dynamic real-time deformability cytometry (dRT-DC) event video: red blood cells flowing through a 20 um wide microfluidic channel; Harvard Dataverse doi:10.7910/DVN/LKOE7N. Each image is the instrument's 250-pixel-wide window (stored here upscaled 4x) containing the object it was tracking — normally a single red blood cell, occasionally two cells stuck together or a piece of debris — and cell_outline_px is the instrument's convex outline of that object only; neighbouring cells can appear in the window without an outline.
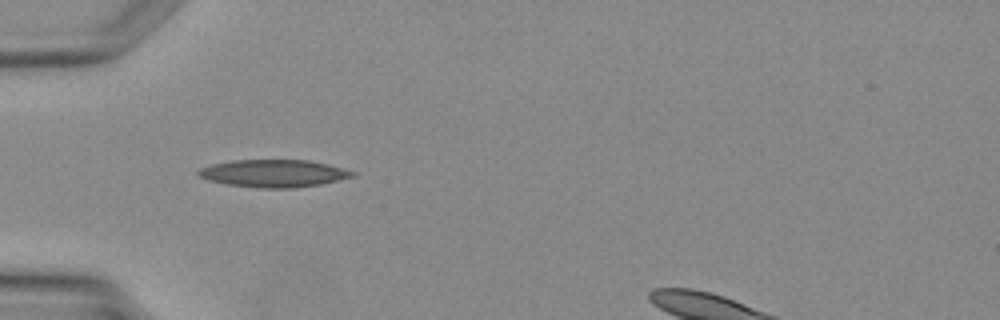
{"species": "Egyptian fruit bat (a non-hibernating species)", "species_latin": "Rousettus aegyptiacus", "temperature_condition": "warm", "stored_images_in_passage": 2, "camera_frame_rate_fps": 3000, "um_per_image_px": 0.085, "animal": {"sex": "female"}, "frame": {"image": 1, "passage_image": 1, "time_ms": 0.0, "image_size_px": [1000, 320], "cell_outline_px": [[356, 176], [320, 184], [292, 188], [260, 188], [228, 184], [208, 180], [200, 176], [196, 172], [200, 168], [212, 164], [232, 160], [308, 160], [328, 164], [356, 172]], "centroid_in_image_um": [23.27, 14.73], "position_along_channel_um": 61.7, "area_um2": 24.57}}
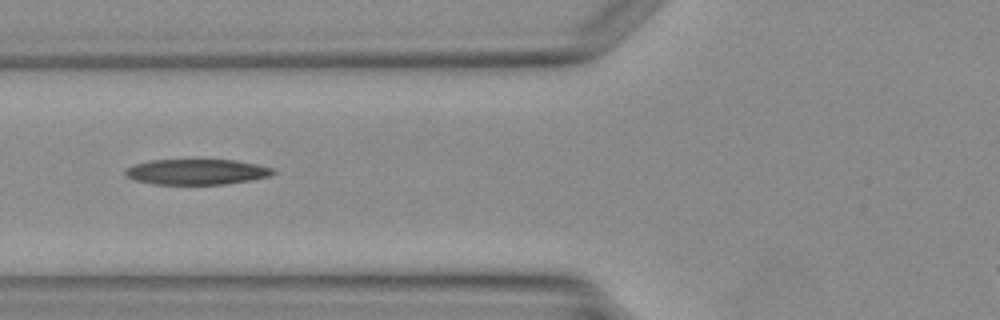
{"frame": {"image": 2, "passage_image": 2, "time_ms": 1.0, "image_size_px": [1000, 320], "cell_outline_px": [[276, 172], [268, 176], [248, 180], [224, 184], [152, 184], [136, 180], [128, 176], [124, 172], [128, 168], [136, 164], [152, 160], [236, 160], [256, 164], [272, 168]], "centroid_in_image_um": [16.72, 14.6], "position_along_channel_um": 109.1, "area_um2": 21.56}}